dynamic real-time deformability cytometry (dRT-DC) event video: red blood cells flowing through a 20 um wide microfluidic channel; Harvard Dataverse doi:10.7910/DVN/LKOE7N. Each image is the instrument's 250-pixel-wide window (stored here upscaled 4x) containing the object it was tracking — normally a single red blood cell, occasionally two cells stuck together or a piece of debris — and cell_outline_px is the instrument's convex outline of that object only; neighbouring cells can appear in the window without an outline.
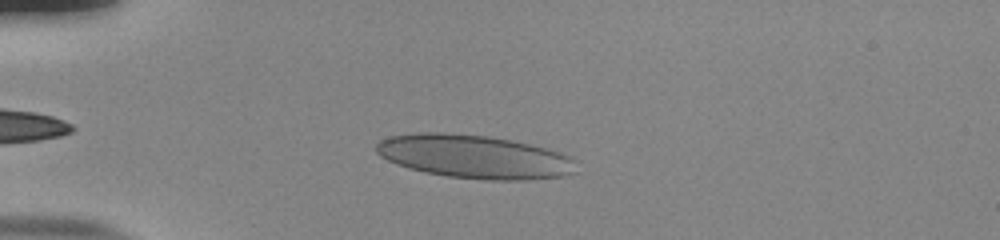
{"species": "human", "species_latin": "Homo sapiens", "temperature_condition": "room temperature", "stored_images_in_passage": 40, "camera_frame_rate_fps": 3000, "um_per_image_px": 0.085, "donor": {"sex": "male"}, "frame": {"image": 1, "passage_image": 6, "time_ms": 1.667, "image_size_px": [1000, 240], "cell_outline_px": [[576, 172], [564, 176], [524, 180], [484, 180], [448, 176], [424, 172], [408, 168], [396, 164], [380, 156], [376, 152], [376, 144], [380, 140], [388, 136], [416, 132], [444, 132], [488, 136], [512, 140], [532, 144], [548, 148], [572, 156], [576, 160]], "centroid_in_image_um": [40.34, 13.31], "position_along_channel_um": 44.7, "area_um2": 51.27}}
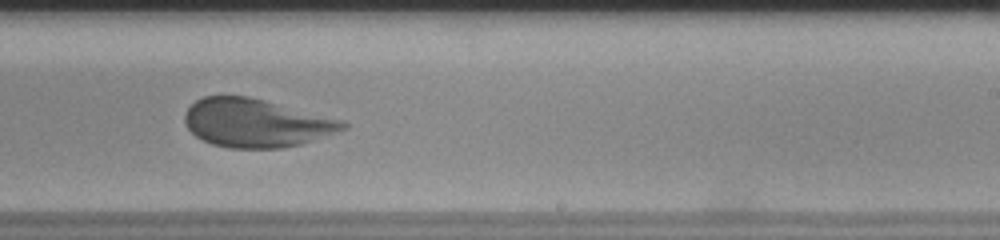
{"frame": {"image": 2, "passage_image": 26, "time_ms": 8.333, "image_size_px": [1000, 240], "cell_outline_px": [[348, 128], [300, 144], [284, 148], [228, 148], [212, 144], [196, 136], [188, 128], [184, 120], [184, 112], [196, 100], [204, 96], [248, 96], [344, 120], [348, 124]], "centroid_in_image_um": [21.76, 10.45], "position_along_channel_um": 267.2, "area_um2": 44.39}}
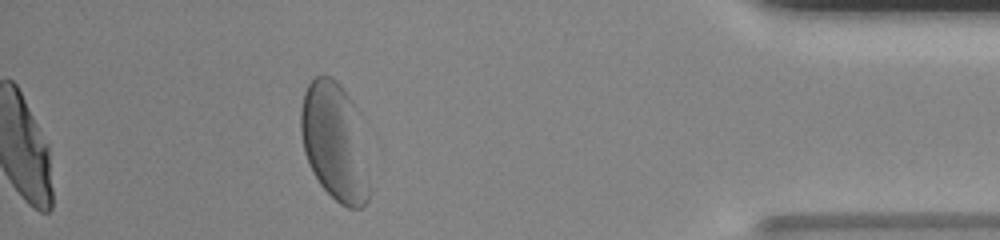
{"frame": {"image": 3, "passage_image": 40, "time_ms": 13.0, "image_size_px": [1000, 240], "cell_outline_px": [[372, 192], [368, 200], [360, 208], [348, 208], [340, 204], [320, 184], [312, 172], [304, 152], [300, 132], [300, 108], [304, 92], [308, 84], [316, 76], [332, 76], [340, 84], [352, 100], [360, 112]], "centroid_in_image_um": [28.49, 12.06], "position_along_channel_um": 406.7, "area_um2": 48.44}, "authors_computed_cell_mechanics": {"area_um2": 44.9973, "velocity_mm_per_s": 3.8148, "shape_relaxation_time_tau1_ms": 5.3218, "shape_relaxation_time_tau2_ms": null, "deformation_change_tau1": 0.2116, "deformation_change_tau2": null}}